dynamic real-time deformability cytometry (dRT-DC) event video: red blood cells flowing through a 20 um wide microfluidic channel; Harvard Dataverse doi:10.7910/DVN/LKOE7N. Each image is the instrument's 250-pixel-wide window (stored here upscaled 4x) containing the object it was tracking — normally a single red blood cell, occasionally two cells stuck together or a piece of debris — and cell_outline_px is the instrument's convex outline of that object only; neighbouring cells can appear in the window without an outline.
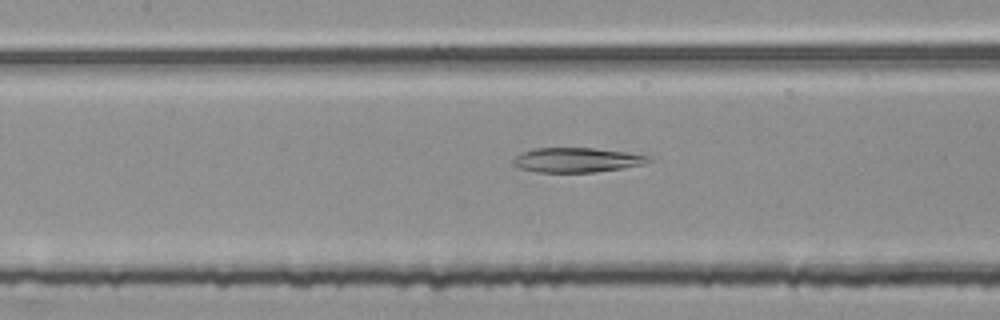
{"species": "common noctule bat (a hibernating species)", "species_latin": "Nyctalus noctula", "temperature_condition": "room temperature", "stored_images_in_passage": 55, "camera_frame_rate_fps": 3000, "um_per_image_px": 0.085, "animal": {"sex": "female", "body_mass_g": 25.1}, "frame": {"image": 1, "passage_image": 25, "time_ms": 8.0, "image_size_px": [1000, 320], "cell_outline_px": [[652, 160], [640, 164], [624, 168], [596, 172], [536, 172], [520, 168], [512, 164], [512, 160], [520, 152], [532, 148], [592, 148], [628, 152], [648, 156]], "centroid_in_image_um": [48.97, 13.59], "position_along_channel_um": 158.4, "area_um2": 19.42}}
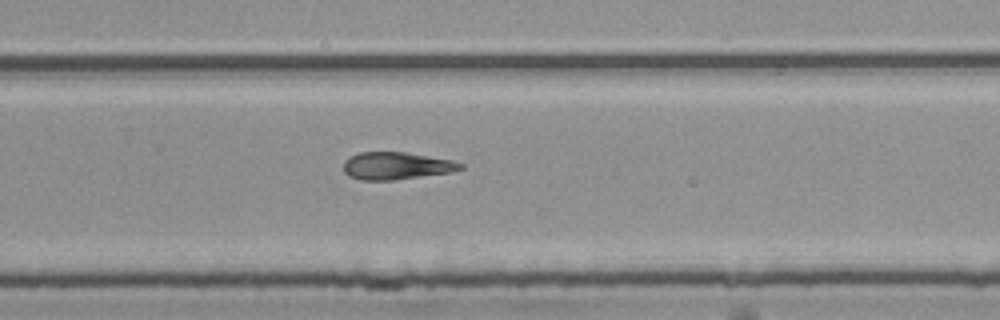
{"frame": {"image": 2, "passage_image": 36, "time_ms": 11.667, "image_size_px": [1000, 320], "cell_outline_px": [[464, 168], [452, 172], [392, 180], [360, 180], [348, 176], [344, 172], [344, 160], [348, 156], [360, 152], [404, 152], [452, 160], [464, 164]], "centroid_in_image_um": [33.66, 14.09], "position_along_channel_um": 296.1, "area_um2": 18.73}}
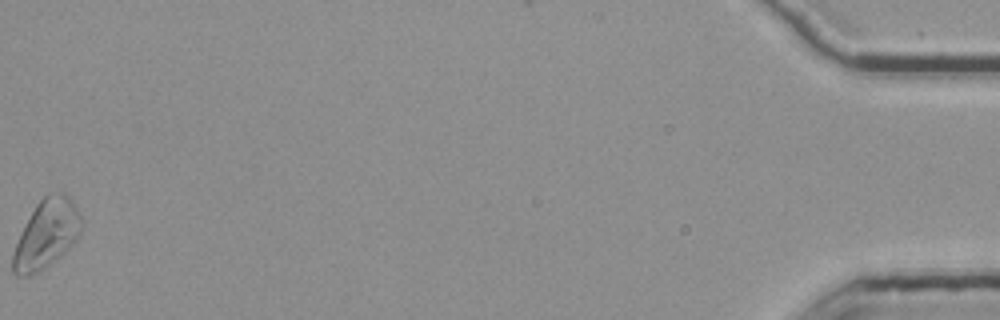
{"frame": {"image": 3, "passage_image": 55, "time_ms": 18.0, "image_size_px": [1000, 320], "cell_outline_px": [[84, 228], [64, 252], [44, 268], [28, 276], [16, 276], [12, 272], [12, 252], [36, 204], [44, 196], [60, 192], [64, 192], [72, 200], [84, 224]], "centroid_in_image_um": [3.95, 19.9], "position_along_channel_um": 431.3, "area_um2": 26.76}}